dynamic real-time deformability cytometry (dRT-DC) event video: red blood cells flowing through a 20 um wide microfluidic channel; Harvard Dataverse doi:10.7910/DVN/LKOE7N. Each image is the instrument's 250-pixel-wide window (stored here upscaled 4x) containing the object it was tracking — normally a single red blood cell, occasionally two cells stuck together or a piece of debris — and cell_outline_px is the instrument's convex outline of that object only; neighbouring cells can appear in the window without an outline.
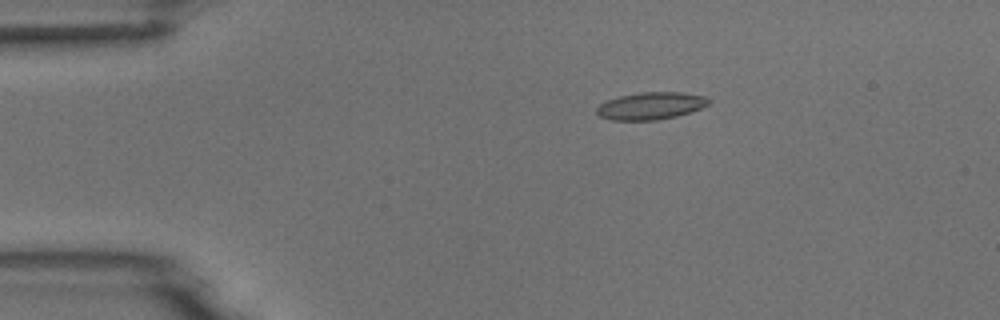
{"species": "common noctule bat (a hibernating species)", "species_latin": "Nyctalus noctula", "temperature_condition": "room temperature", "stored_images_in_passage": 2, "camera_frame_rate_fps": 3000, "um_per_image_px": 0.085, "animal": {"sex": "male", "body_mass_g": 18.8}, "frame": {"image": 1, "passage_image": 1, "time_ms": 0.0, "image_size_px": [1000, 320], "cell_outline_px": [[712, 100], [708, 104], [700, 108], [676, 116], [656, 120], [612, 120], [600, 116], [596, 112], [596, 108], [600, 104], [608, 100], [620, 96], [640, 92], [684, 92], [704, 96]], "centroid_in_image_um": [55.32, 8.99], "position_along_channel_um": 29.7, "area_um2": 17.69}}